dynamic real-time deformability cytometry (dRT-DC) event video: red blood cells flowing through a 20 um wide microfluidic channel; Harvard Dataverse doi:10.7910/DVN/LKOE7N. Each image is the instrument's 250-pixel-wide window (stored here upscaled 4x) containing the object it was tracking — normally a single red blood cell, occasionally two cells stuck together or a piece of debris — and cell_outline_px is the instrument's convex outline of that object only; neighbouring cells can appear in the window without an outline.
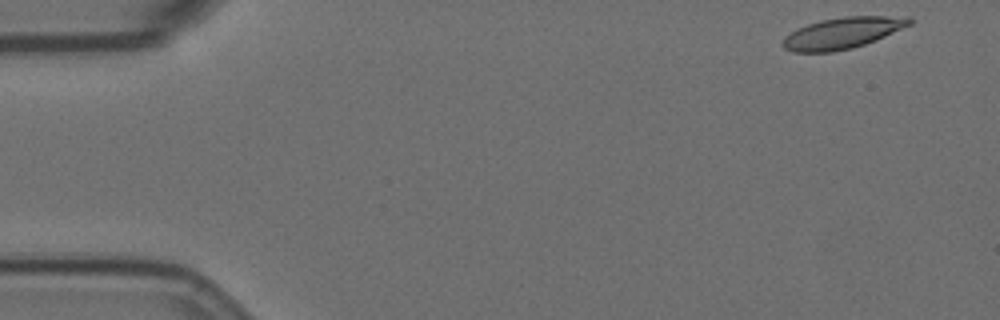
{"species": "Egyptian fruit bat (a non-hibernating species)", "species_latin": "Rousettus aegyptiacus", "temperature_condition": "room temperature", "stored_images_in_passage": 55, "camera_frame_rate_fps": 3000, "um_per_image_px": 0.085, "animal": {"sex": "female"}, "frame": {"image": 1, "passage_image": 1, "time_ms": 0.0, "image_size_px": [1000, 320], "cell_outline_px": [[912, 24], [876, 40], [852, 48], [832, 52], [792, 52], [784, 48], [780, 44], [784, 36], [796, 28], [820, 20], [844, 16], [912, 16]], "centroid_in_image_um": [71.59, 2.8], "position_along_channel_um": 13.4, "area_um2": 23.35}}
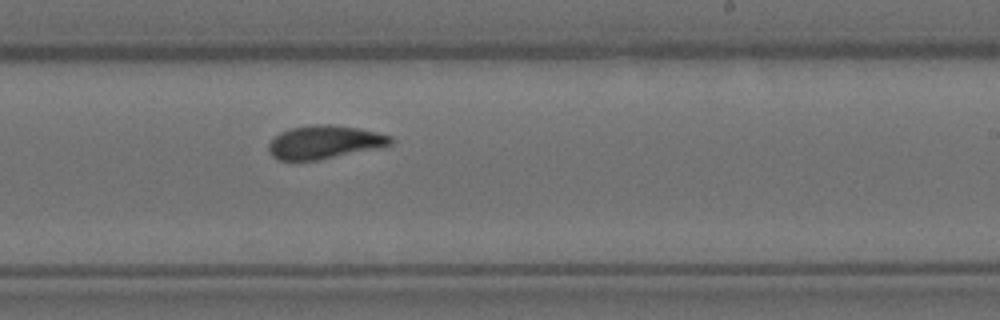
{"frame": {"image": 2, "passage_image": 32, "time_ms": 10.333, "image_size_px": [1000, 320], "cell_outline_px": [[392, 144], [320, 160], [276, 160], [268, 152], [268, 144], [280, 132], [288, 128], [312, 124], [332, 124], [356, 128], [376, 132], [392, 136]], "centroid_in_image_um": [27.51, 12.07], "position_along_channel_um": 261.5, "area_um2": 23.58}}
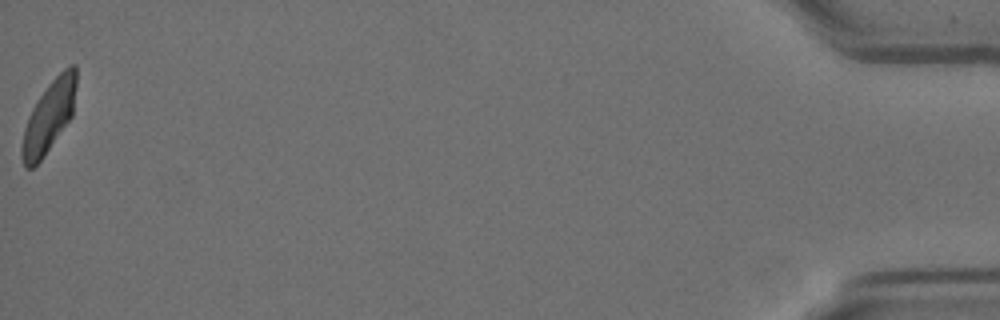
{"frame": {"image": 3, "passage_image": 55, "time_ms": 18.0, "image_size_px": [1000, 320], "cell_outline_px": [[76, 84], [72, 116], [44, 156], [32, 168], [24, 168], [20, 156], [20, 148], [24, 128], [28, 116], [36, 100], [48, 84], [64, 68], [72, 64], [76, 64]], "centroid_in_image_um": [4.13, 9.93], "position_along_channel_um": 431.1, "area_um2": 22.66}, "authors_computed_cell_mechanics": {"area_um2": 23.409, "velocity_mm_per_s": 3.5296, "shape_relaxation_time_tau1_ms": 5.9017, "shape_relaxation_time_tau2_ms": 1.4135, "deformation_change_tau1": 0.1825, "deformation_change_tau2": 0.0594}}